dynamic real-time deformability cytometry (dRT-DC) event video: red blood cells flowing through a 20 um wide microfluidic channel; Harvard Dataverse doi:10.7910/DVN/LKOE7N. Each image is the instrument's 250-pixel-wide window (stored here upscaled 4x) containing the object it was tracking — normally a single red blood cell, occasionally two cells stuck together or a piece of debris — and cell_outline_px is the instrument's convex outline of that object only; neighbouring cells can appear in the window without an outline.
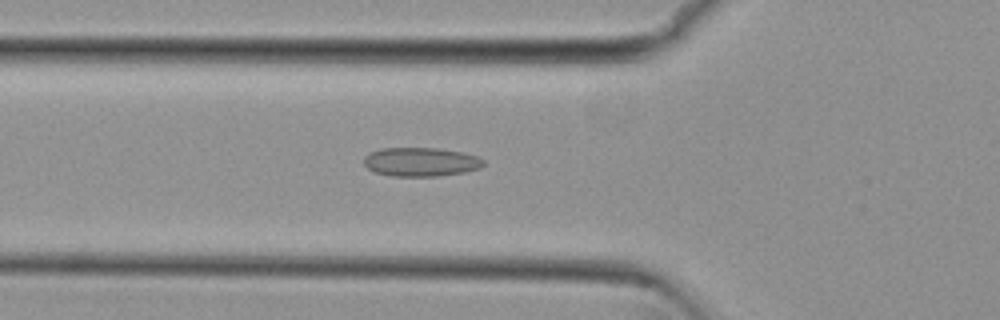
{"species": "common noctule bat (a hibernating species)", "species_latin": "Nyctalus noctula", "temperature_condition": "cold", "stored_images_in_passage": 37, "camera_frame_rate_fps": 3000, "um_per_image_px": 0.085, "animal": {"sex": "female", "body_mass_g": 29.2, "forearm_length_mm": 56.3}, "frame": {"image": 1, "passage_image": 2, "time_ms": 0.333, "image_size_px": [1000, 320], "cell_outline_px": [[484, 164], [480, 168], [464, 172], [436, 176], [392, 176], [376, 172], [368, 168], [364, 164], [364, 156], [368, 152], [380, 148], [436, 148], [460, 152], [476, 156], [484, 160]], "centroid_in_image_um": [35.73, 13.76], "position_along_channel_um": 90.1, "area_um2": 20.06}}
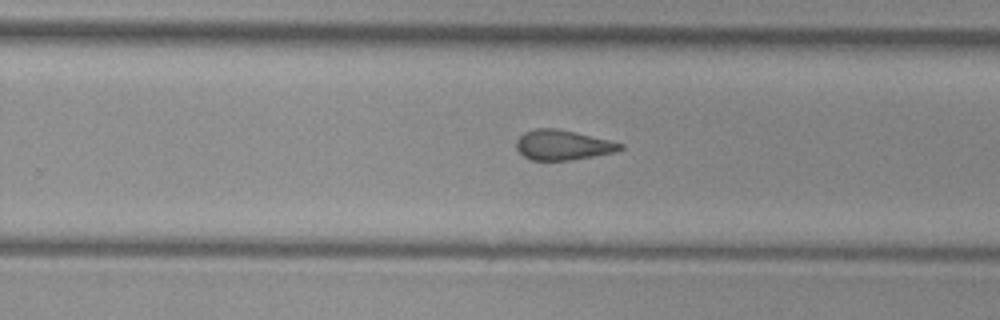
{"frame": {"image": 2, "passage_image": 17, "time_ms": 5.333, "image_size_px": [1000, 320], "cell_outline_px": [[624, 148], [616, 152], [572, 160], [528, 160], [516, 148], [516, 140], [524, 132], [536, 128], [556, 128], [576, 132], [624, 144]], "centroid_in_image_um": [47.83, 12.33], "position_along_channel_um": 282.0, "area_um2": 18.21}}
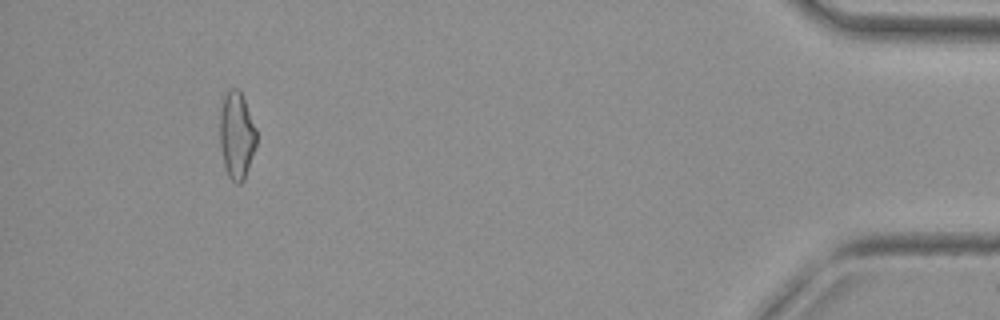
{"frame": {"image": 3, "passage_image": 33, "time_ms": 10.667, "image_size_px": [1000, 320], "cell_outline_px": [[256, 144], [244, 180], [240, 184], [236, 184], [228, 176], [224, 164], [220, 144], [220, 112], [224, 96], [228, 88], [236, 88], [240, 92], [244, 100], [256, 128]], "centroid_in_image_um": [20.1, 11.51], "position_along_channel_um": 415.1, "area_um2": 18.38}}